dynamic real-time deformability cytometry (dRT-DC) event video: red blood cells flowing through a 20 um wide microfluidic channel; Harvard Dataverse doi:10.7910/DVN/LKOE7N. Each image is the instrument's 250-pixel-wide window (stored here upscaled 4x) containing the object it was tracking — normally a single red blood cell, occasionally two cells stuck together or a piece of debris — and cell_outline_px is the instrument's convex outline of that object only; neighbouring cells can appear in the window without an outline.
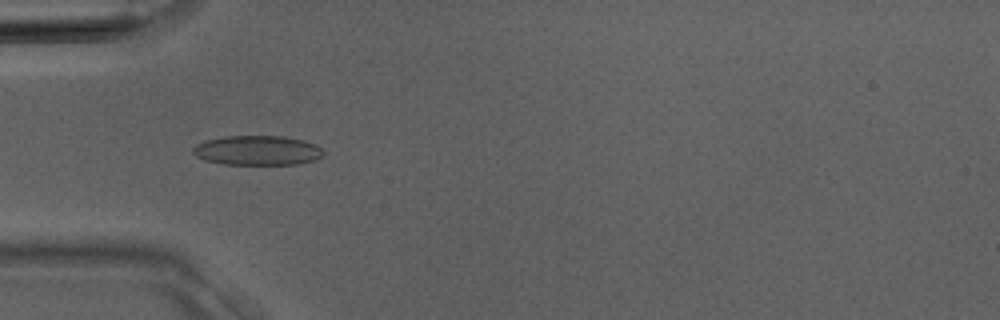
{"species": "Egyptian fruit bat (a non-hibernating species)", "species_latin": "Rousettus aegyptiacus", "temperature_condition": "room temperature", "stored_images_in_passage": 32, "camera_frame_rate_fps": 3000, "um_per_image_px": 0.085, "animal": {"sex": "male"}, "frame": {"image": 1, "passage_image": 7, "time_ms": 2.0, "image_size_px": [1000, 320], "cell_outline_px": [[324, 156], [316, 160], [300, 164], [224, 164], [204, 160], [196, 156], [192, 152], [192, 148], [196, 144], [204, 140], [224, 136], [284, 136], [304, 140], [316, 144], [324, 152]], "centroid_in_image_um": [21.89, 12.78], "position_along_channel_um": 63.1, "area_um2": 22.77}}
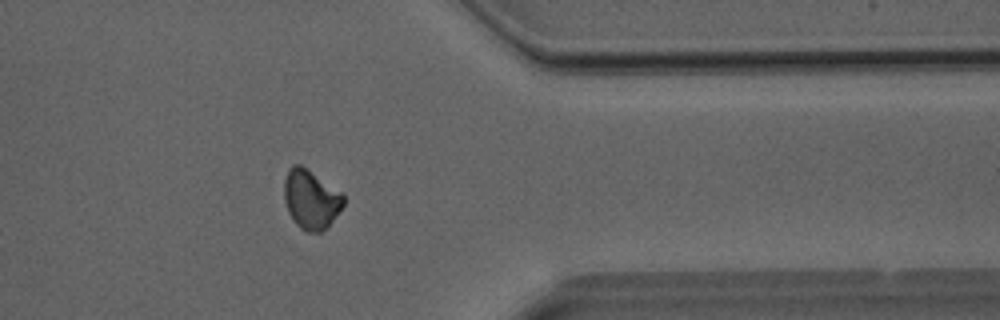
{"frame": {"image": 2, "passage_image": 25, "time_ms": 8.0, "image_size_px": [1000, 320], "cell_outline_px": [[344, 204], [332, 220], [320, 232], [304, 232], [292, 220], [288, 212], [284, 200], [284, 180], [288, 168], [292, 164], [300, 164], [344, 192]], "centroid_in_image_um": [26.41, 16.91], "position_along_channel_um": 385.0, "area_um2": 20.69}}
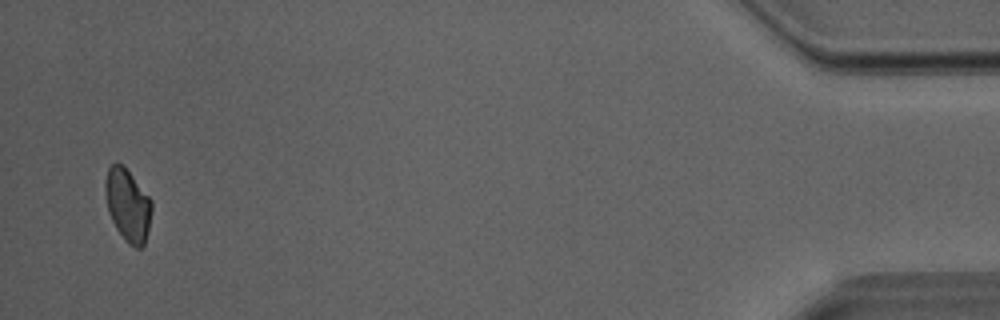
{"frame": {"image": 3, "passage_image": 31, "time_ms": 10.0, "image_size_px": [1000, 320], "cell_outline_px": [[152, 212], [148, 232], [144, 248], [136, 248], [128, 244], [124, 240], [116, 228], [108, 212], [104, 192], [104, 184], [108, 168], [116, 160], [132, 176], [152, 200]], "centroid_in_image_um": [10.86, 17.47], "position_along_channel_um": 424.3, "area_um2": 19.83}}